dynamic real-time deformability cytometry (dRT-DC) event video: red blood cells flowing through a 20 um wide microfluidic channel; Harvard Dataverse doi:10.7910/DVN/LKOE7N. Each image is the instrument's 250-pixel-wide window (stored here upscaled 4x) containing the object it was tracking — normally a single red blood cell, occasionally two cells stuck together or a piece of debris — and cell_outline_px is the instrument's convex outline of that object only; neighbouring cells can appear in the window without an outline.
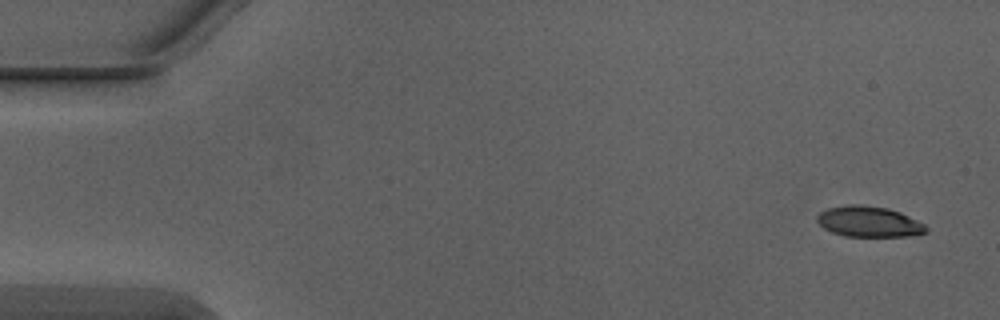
{"species": "Egyptian fruit bat (a non-hibernating species)", "species_latin": "Rousettus aegyptiacus", "temperature_condition": "warm", "stored_images_in_passage": 4, "camera_frame_rate_fps": 3000, "um_per_image_px": 0.085, "animal": {"sex": "male"}, "frame": {"image": 1, "passage_image": 1, "time_ms": 0.0, "image_size_px": [1000, 320], "cell_outline_px": [[928, 232], [908, 236], [844, 236], [832, 232], [824, 228], [816, 220], [816, 216], [820, 212], [828, 208], [848, 204], [860, 204], [888, 208], [900, 212], [924, 224], [928, 228]], "centroid_in_image_um": [73.84, 18.83], "position_along_channel_um": 11.2, "area_um2": 19.48}}
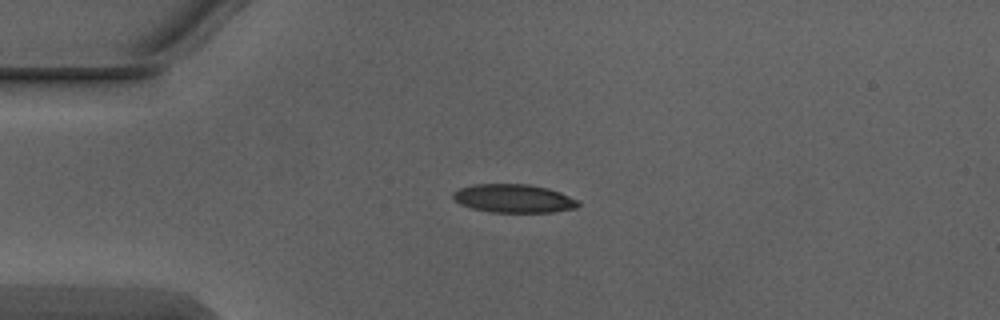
{"frame": {"image": 2, "passage_image": 3, "time_ms": 0.667, "image_size_px": [1000, 320], "cell_outline_px": [[580, 204], [576, 208], [552, 212], [492, 212], [472, 208], [460, 204], [452, 196], [452, 192], [460, 188], [472, 184], [528, 184], [548, 188], [560, 192], [576, 200]], "centroid_in_image_um": [43.64, 16.86], "position_along_channel_um": 41.4, "area_um2": 20.63}}